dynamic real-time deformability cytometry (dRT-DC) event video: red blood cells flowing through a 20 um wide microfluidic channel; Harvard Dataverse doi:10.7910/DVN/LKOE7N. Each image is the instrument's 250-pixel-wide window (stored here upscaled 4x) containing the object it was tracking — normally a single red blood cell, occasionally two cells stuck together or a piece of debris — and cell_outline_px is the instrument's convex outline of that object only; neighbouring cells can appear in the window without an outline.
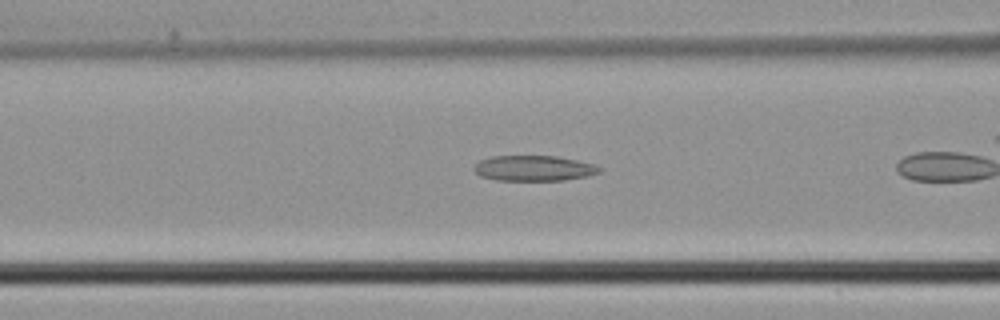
{"species": "common noctule bat (a hibernating species)", "species_latin": "Nyctalus noctula", "temperature_condition": "cold", "stored_images_in_passage": 10, "camera_frame_rate_fps": 3000, "um_per_image_px": 0.085, "animal": {"sex": "male", "body_mass_g": 21.5, "forearm_length_mm": 52.0}, "frame": {"image": 1, "passage_image": 4, "time_ms": 1.0, "image_size_px": [1000, 320], "cell_outline_px": [[600, 172], [588, 176], [564, 180], [496, 180], [480, 176], [472, 168], [480, 160], [492, 156], [556, 156], [596, 164], [600, 168]], "centroid_in_image_um": [45.37, 14.3], "position_along_channel_um": 121.2, "area_um2": 18.55}}
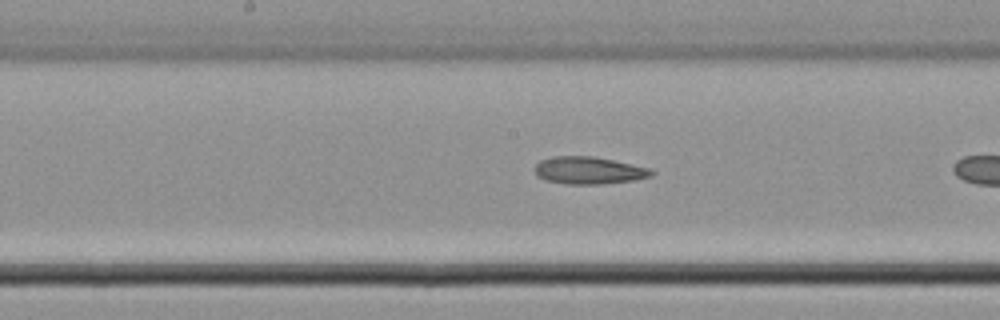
{"frame": {"image": 2, "passage_image": 9, "time_ms": 2.667, "image_size_px": [1000, 320], "cell_outline_px": [[656, 172], [652, 176], [632, 180], [600, 184], [568, 184], [548, 180], [536, 176], [532, 168], [540, 160], [552, 156], [592, 156], [612, 160], [648, 168]], "centroid_in_image_um": [49.99, 14.48], "position_along_channel_um": 198.2, "area_um2": 18.5}}